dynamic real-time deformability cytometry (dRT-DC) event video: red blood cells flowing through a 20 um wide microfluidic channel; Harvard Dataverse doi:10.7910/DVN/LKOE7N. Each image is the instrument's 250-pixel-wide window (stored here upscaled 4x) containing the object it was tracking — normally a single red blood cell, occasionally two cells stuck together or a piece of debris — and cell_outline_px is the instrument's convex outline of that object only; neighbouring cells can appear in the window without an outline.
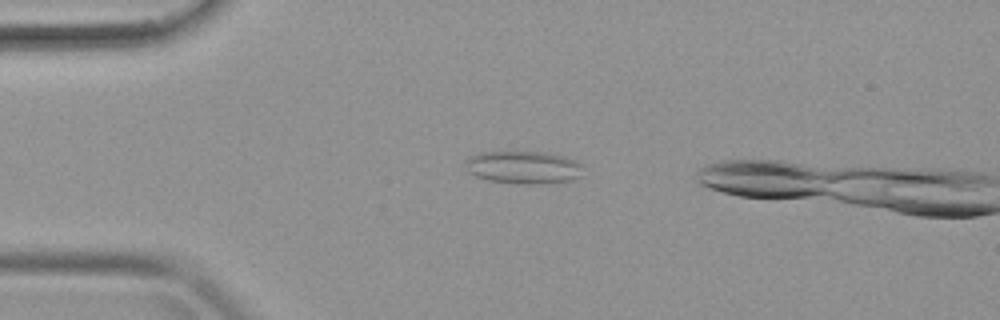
{"species": "common noctule bat (a hibernating species)", "species_latin": "Nyctalus noctula", "temperature_condition": "warm", "stored_images_in_passage": 9, "camera_frame_rate_fps": 3000, "um_per_image_px": 0.085, "animal": {"sex": "female", "body_mass_g": 19.9}, "frame": {"image": 1, "passage_image": 7, "time_ms": 2.0, "image_size_px": [1000, 320], "cell_outline_px": [[580, 176], [572, 180], [540, 184], [516, 184], [488, 180], [476, 176], [468, 172], [464, 164], [464, 160], [468, 156], [480, 152], [548, 152], [564, 156], [580, 164]], "centroid_in_image_um": [44.41, 14.22], "position_along_channel_um": 40.6, "area_um2": 22.54}}